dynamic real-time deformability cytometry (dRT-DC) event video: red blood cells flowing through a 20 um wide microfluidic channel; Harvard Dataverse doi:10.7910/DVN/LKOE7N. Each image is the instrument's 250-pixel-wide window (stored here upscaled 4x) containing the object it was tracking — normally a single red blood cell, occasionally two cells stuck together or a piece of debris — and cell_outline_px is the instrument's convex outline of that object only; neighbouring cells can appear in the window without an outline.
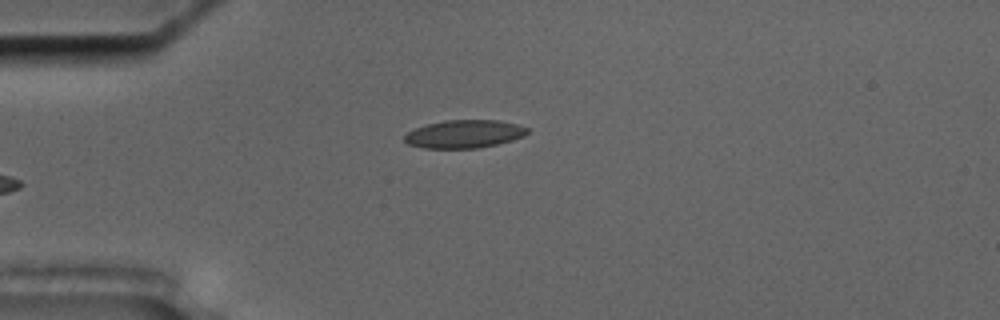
{"species": "common noctule bat (a hibernating species)", "species_latin": "Nyctalus noctula", "temperature_condition": "cold", "stored_images_in_passage": 32, "camera_frame_rate_fps": 3000, "um_per_image_px": 0.085, "animal": {"sex": "male", "body_mass_g": 17.5, "forearm_length_mm": 52.3}, "frame": {"image": 1, "passage_image": 1, "time_ms": 0.0, "image_size_px": [1000, 320], "cell_outline_px": [[528, 132], [524, 136], [512, 140], [496, 144], [476, 148], [424, 148], [408, 144], [404, 140], [404, 136], [408, 132], [416, 128], [428, 124], [444, 120], [500, 120], [516, 124], [528, 128]], "centroid_in_image_um": [39.46, 11.38], "position_along_channel_um": 45.5, "area_um2": 19.94}, "authors_computed_cell_mechanics": {"area_um2": 19.7676, "velocity_mm_per_s": 3.5458, "shape_relaxation_time_tau1_ms": null, "shape_relaxation_time_tau2_ms": 2.0616, "deformation_change_tau1": null, "deformation_change_tau2": 0.0873}}